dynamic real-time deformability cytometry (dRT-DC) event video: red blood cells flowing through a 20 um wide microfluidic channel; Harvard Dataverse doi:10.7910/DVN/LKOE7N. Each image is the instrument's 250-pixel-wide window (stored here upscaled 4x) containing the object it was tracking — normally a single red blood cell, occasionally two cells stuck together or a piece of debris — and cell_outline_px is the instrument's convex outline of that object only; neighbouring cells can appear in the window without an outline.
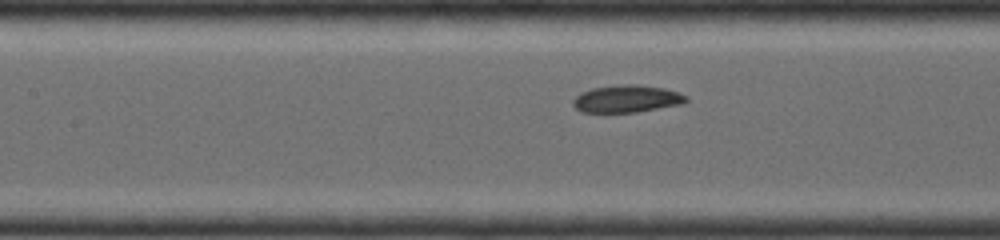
{"species": "common noctule bat (a hibernating species)", "species_latin": "Nyctalus noctula", "temperature_condition": "room temperature", "stored_images_in_passage": 26, "camera_frame_rate_fps": 4000, "um_per_image_px": 0.085, "animal": {"sex": "female", "body_mass_g": 19.0, "forearm_length_mm": 56.7}, "frame": {"image": 1, "passage_image": 8, "time_ms": 2.5, "image_size_px": [1000, 240], "cell_outline_px": [[688, 100], [684, 104], [636, 112], [580, 112], [572, 104], [572, 100], [580, 92], [592, 88], [624, 84], [636, 84], [664, 88], [688, 96]], "centroid_in_image_um": [53.27, 8.4], "position_along_channel_um": 154.1, "area_um2": 18.09}}